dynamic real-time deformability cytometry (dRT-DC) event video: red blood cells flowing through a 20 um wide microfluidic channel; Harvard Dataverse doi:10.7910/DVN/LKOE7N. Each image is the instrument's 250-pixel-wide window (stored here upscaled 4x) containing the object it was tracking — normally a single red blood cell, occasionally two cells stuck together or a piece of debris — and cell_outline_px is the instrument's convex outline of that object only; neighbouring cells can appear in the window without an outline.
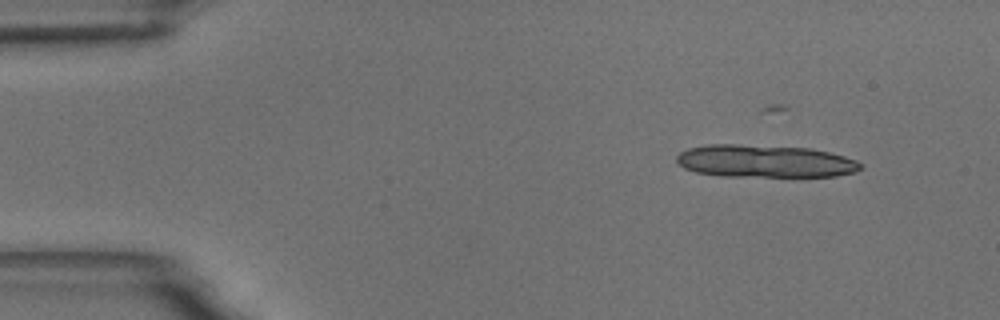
{"species": "common noctule bat (a hibernating species)", "species_latin": "Nyctalus noctula", "temperature_condition": "room temperature", "stored_images_in_passage": 4, "camera_frame_rate_fps": 3000, "um_per_image_px": 0.085, "animal": {"sex": "male", "body_mass_g": 18.8}, "frame": {"image": 1, "passage_image": 1, "time_ms": 0.0, "image_size_px": [1000, 320], "cell_outline_px": [[864, 168], [856, 172], [836, 176], [720, 176], [696, 172], [684, 168], [676, 160], [676, 156], [680, 152], [688, 148], [708, 144], [736, 144], [812, 148], [844, 156], [856, 160], [864, 164]], "centroid_in_image_um": [65.04, 13.7], "position_along_channel_um": 20.0, "area_um2": 35.14}}